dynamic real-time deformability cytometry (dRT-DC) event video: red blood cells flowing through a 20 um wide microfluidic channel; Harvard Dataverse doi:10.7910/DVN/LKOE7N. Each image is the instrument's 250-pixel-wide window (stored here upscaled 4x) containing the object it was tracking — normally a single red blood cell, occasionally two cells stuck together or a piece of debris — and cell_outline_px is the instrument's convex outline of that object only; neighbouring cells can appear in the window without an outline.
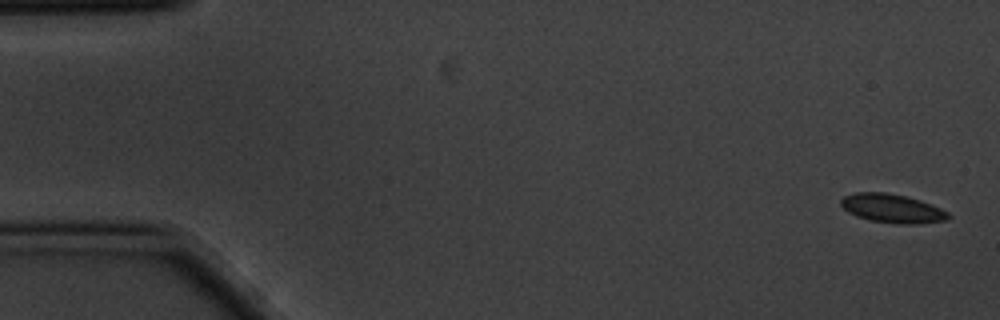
{"species": "common noctule bat (a hibernating species)", "species_latin": "Nyctalus noctula", "temperature_condition": "cold", "stored_images_in_passage": 5, "camera_frame_rate_fps": 3000, "um_per_image_px": 0.085, "animal": {"sex": "male", "body_mass_g": 20.1, "forearm_length_mm": 53.5}, "frame": {"image": 1, "passage_image": 1, "time_ms": 0.0, "image_size_px": [1000, 320], "cell_outline_px": [[952, 216], [948, 220], [920, 224], [900, 224], [868, 220], [856, 216], [848, 212], [840, 204], [840, 200], [844, 196], [856, 192], [888, 192], [920, 200], [940, 208], [948, 212]], "centroid_in_image_um": [75.85, 17.72], "position_along_channel_um": 9.2, "area_um2": 18.15}}